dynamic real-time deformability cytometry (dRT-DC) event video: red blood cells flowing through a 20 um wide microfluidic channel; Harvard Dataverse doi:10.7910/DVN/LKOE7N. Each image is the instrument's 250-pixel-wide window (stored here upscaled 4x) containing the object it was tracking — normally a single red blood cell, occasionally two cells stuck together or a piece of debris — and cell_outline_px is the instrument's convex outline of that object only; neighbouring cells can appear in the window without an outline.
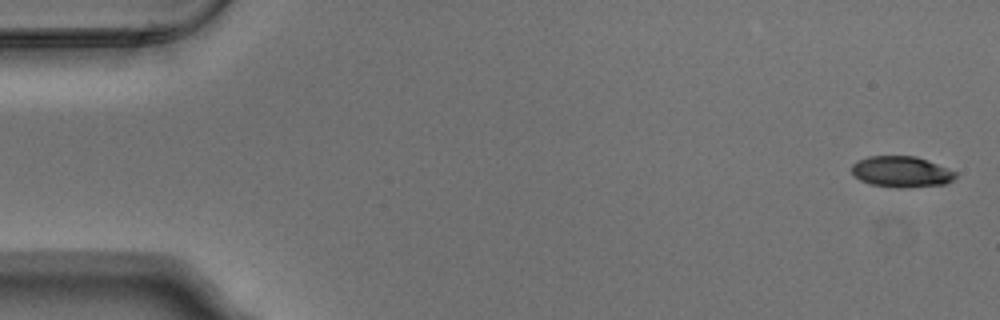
{"species": "Egyptian fruit bat (a non-hibernating species)", "species_latin": "Rousettus aegyptiacus", "temperature_condition": "warm", "stored_images_in_passage": 5, "camera_frame_rate_fps": 3000, "um_per_image_px": 0.085, "animal": {"sex": "male"}, "frame": {"image": 1, "passage_image": 1, "time_ms": 0.0, "image_size_px": [1000, 320], "cell_outline_px": [[956, 176], [952, 180], [944, 184], [900, 188], [896, 188], [872, 184], [860, 180], [852, 172], [852, 164], [856, 160], [868, 156], [916, 156], [928, 160], [956, 172]], "centroid_in_image_um": [76.6, 14.59], "position_along_channel_um": 8.4, "area_um2": 18.67}}
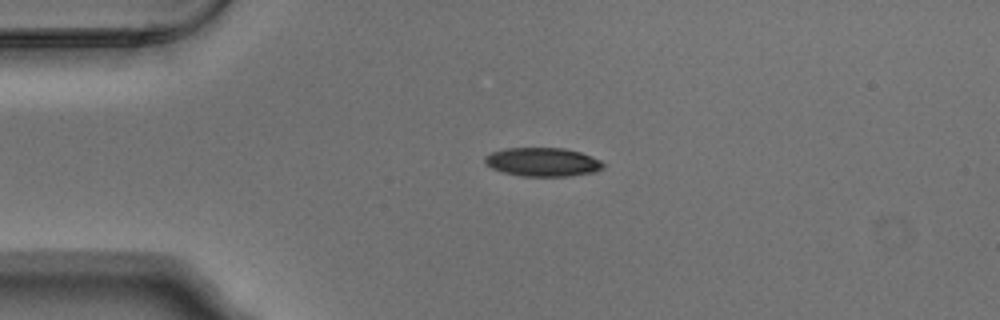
{"frame": {"image": 2, "passage_image": 4, "time_ms": 1.0, "image_size_px": [1000, 320], "cell_outline_px": [[604, 168], [596, 172], [572, 176], [520, 176], [504, 172], [492, 168], [484, 160], [484, 156], [492, 152], [504, 148], [564, 148], [580, 152], [600, 160], [604, 164]], "centroid_in_image_um": [46.15, 13.77], "position_along_channel_um": 38.9, "area_um2": 19.83}}